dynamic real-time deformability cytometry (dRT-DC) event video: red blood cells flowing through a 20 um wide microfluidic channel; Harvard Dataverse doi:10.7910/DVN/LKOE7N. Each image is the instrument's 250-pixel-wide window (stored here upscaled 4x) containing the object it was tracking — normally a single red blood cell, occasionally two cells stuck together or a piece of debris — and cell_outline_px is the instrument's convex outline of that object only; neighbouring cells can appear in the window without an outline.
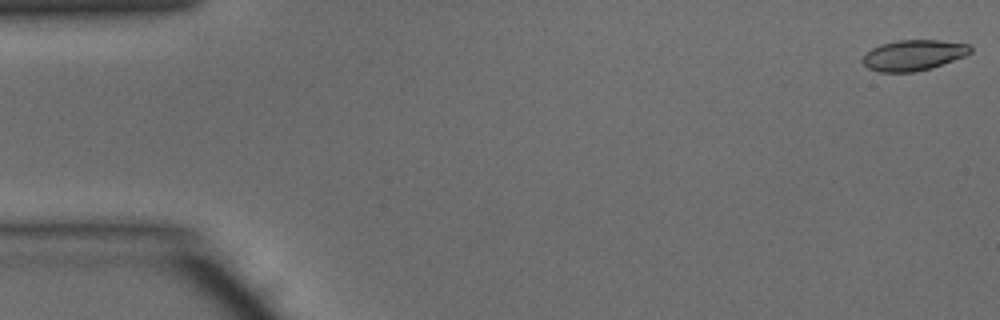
{"species": "common noctule bat (a hibernating species)", "species_latin": "Nyctalus noctula", "temperature_condition": "warm", "stored_images_in_passage": 48, "camera_frame_rate_fps": 3000, "um_per_image_px": 0.085, "animal": {"sex": "male", "body_mass_g": 15.6}, "frame": {"image": 1, "passage_image": 1, "time_ms": 0.0, "image_size_px": [1000, 320], "cell_outline_px": [[972, 52], [964, 56], [928, 68], [912, 72], [880, 72], [868, 68], [860, 60], [872, 48], [880, 44], [896, 40], [940, 40], [968, 44], [972, 48]], "centroid_in_image_um": [77.61, 4.67], "position_along_channel_um": 7.4, "area_um2": 19.02}}
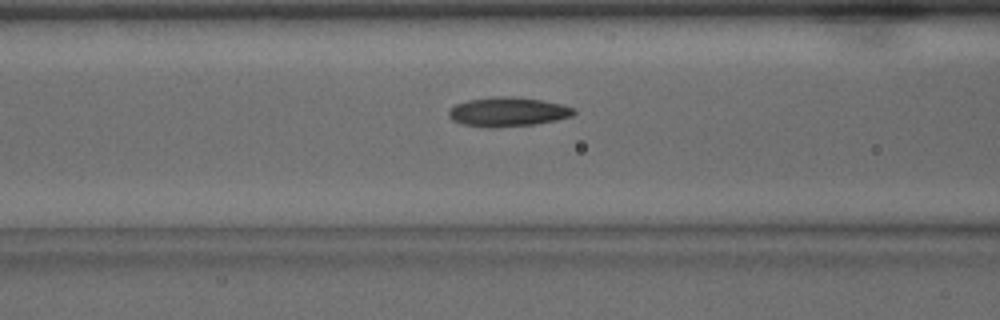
{"frame": {"image": 2, "passage_image": 19, "time_ms": 6.0, "image_size_px": [1000, 320], "cell_outline_px": [[576, 112], [572, 116], [556, 120], [532, 124], [492, 128], [488, 128], [464, 124], [452, 120], [448, 116], [448, 108], [456, 104], [468, 100], [492, 96], [512, 96], [540, 100], [560, 104], [576, 108]], "centroid_in_image_um": [43.13, 9.5], "position_along_channel_um": 123.5, "area_um2": 21.39}}
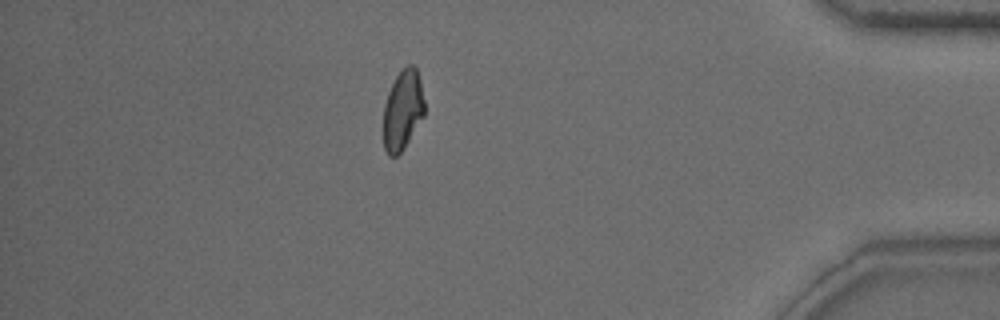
{"frame": {"image": 3, "passage_image": 42, "time_ms": 13.667, "image_size_px": [1000, 320], "cell_outline_px": [[424, 116], [404, 148], [396, 156], [388, 156], [384, 148], [384, 104], [388, 92], [396, 76], [408, 64], [412, 64], [416, 68], [420, 80], [424, 100]], "centroid_in_image_um": [34.23, 9.36], "position_along_channel_um": 401.0, "area_um2": 19.02}, "authors_computed_cell_mechanics": {"area_um2": 20.1144, "velocity_mm_per_s": 4.1703, "shape_relaxation_time_tau1_ms": 5.2515, "shape_relaxation_time_tau2_ms": 2.6009, "deformation_change_tau1": 0.1544, "deformation_change_tau2": 0.0878}}